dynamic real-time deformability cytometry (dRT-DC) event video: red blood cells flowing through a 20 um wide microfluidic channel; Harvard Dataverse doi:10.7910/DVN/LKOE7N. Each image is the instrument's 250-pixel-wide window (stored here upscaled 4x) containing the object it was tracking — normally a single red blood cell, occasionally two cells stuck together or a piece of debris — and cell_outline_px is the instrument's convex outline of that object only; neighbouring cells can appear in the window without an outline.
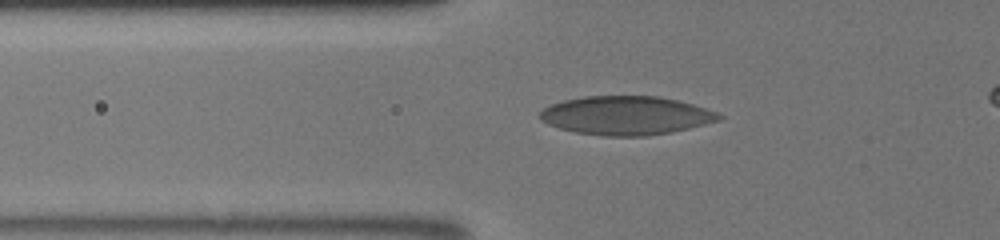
{"species": "human", "species_latin": "Homo sapiens", "temperature_condition": "room temperature", "stored_images_in_passage": 39, "camera_frame_rate_fps": 3000, "um_per_image_px": 0.085, "donor": {"sex": "male"}, "frame": {"image": 1, "passage_image": 15, "time_ms": 7.333, "image_size_px": [1000, 240], "cell_outline_px": [[724, 116], [720, 120], [672, 132], [648, 136], [600, 136], [576, 132], [560, 128], [548, 124], [540, 120], [540, 112], [544, 108], [552, 104], [564, 100], [584, 96], [660, 96], [692, 104], [716, 112]], "centroid_in_image_um": [53.21, 9.82], "position_along_channel_um": 72.6, "area_um2": 40.29}}
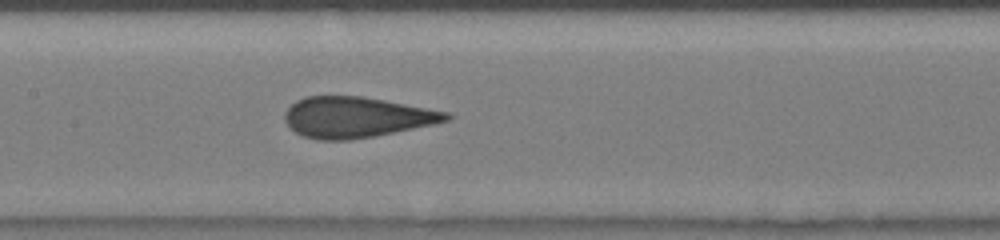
{"frame": {"image": 2, "passage_image": 20, "time_ms": 10.0, "image_size_px": [1000, 240], "cell_outline_px": [[452, 120], [436, 124], [376, 136], [348, 140], [316, 140], [304, 136], [296, 132], [284, 120], [284, 112], [296, 100], [304, 96], [364, 96], [448, 112], [452, 116]], "centroid_in_image_um": [30.31, 9.96], "position_along_channel_um": 177.1, "area_um2": 38.49}}
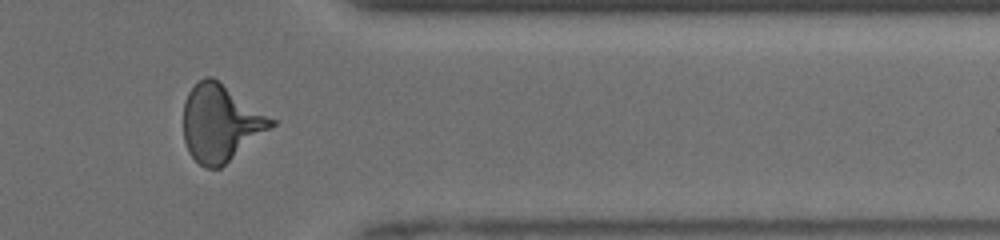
{"frame": {"image": 3, "passage_image": 32, "time_ms": 15.333, "image_size_px": [1000, 240], "cell_outline_px": [[276, 124], [272, 128], [220, 168], [204, 168], [188, 152], [184, 140], [184, 100], [188, 92], [204, 76], [212, 76], [276, 120]], "centroid_in_image_um": [18.75, 10.46], "position_along_channel_um": 392.6, "area_um2": 39.19}}